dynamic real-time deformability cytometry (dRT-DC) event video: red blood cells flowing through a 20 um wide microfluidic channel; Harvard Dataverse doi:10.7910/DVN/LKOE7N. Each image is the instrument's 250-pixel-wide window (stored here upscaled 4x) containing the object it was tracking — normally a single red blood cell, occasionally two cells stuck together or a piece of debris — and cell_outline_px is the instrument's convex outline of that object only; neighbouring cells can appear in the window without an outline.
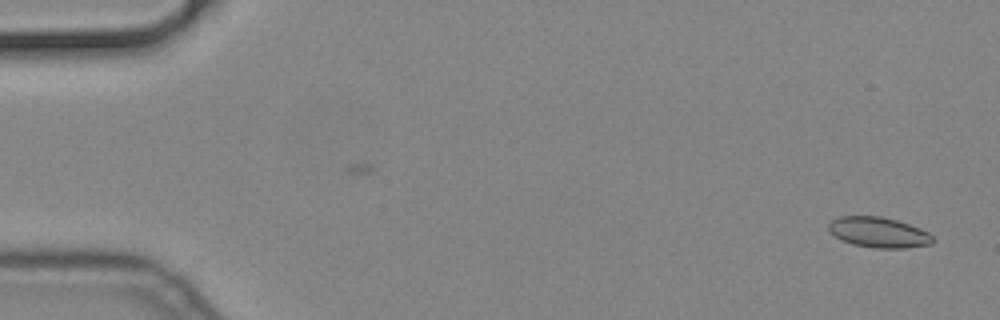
{"species": "common noctule bat (a hibernating species)", "species_latin": "Nyctalus noctula", "temperature_condition": "cold", "stored_images_in_passage": 57, "camera_frame_rate_fps": 3000, "um_per_image_px": 0.085, "animal": {"sex": "male", "body_mass_g": 19.2, "forearm_length_mm": 51.8}, "frame": {"image": 1, "passage_image": 2, "time_ms": 0.333, "image_size_px": [1000, 320], "cell_outline_px": [[936, 240], [932, 244], [904, 248], [876, 248], [852, 244], [836, 236], [828, 228], [828, 224], [832, 220], [840, 216], [880, 216], [896, 220], [920, 228], [928, 232]], "centroid_in_image_um": [74.72, 19.75], "position_along_channel_um": 10.3, "area_um2": 18.32}}
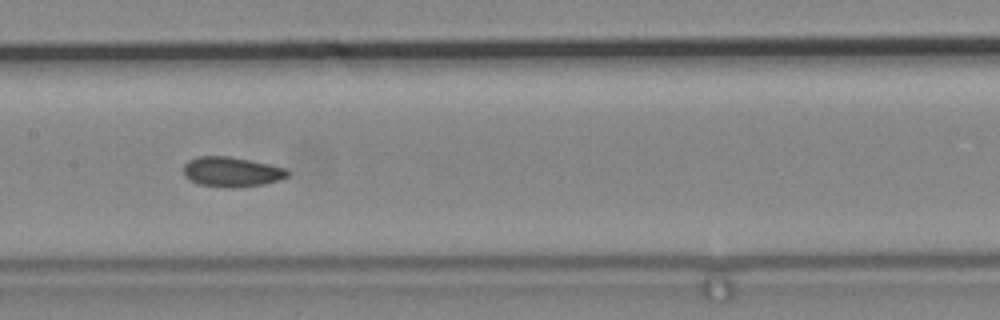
{"frame": {"image": 2, "passage_image": 28, "time_ms": 9.0, "image_size_px": [1000, 320], "cell_outline_px": [[288, 176], [280, 180], [264, 184], [232, 188], [200, 184], [184, 176], [184, 164], [188, 160], [196, 156], [228, 156], [268, 164], [284, 168], [288, 172]], "centroid_in_image_um": [19.67, 14.6], "position_along_channel_um": 187.7, "area_um2": 17.92}}
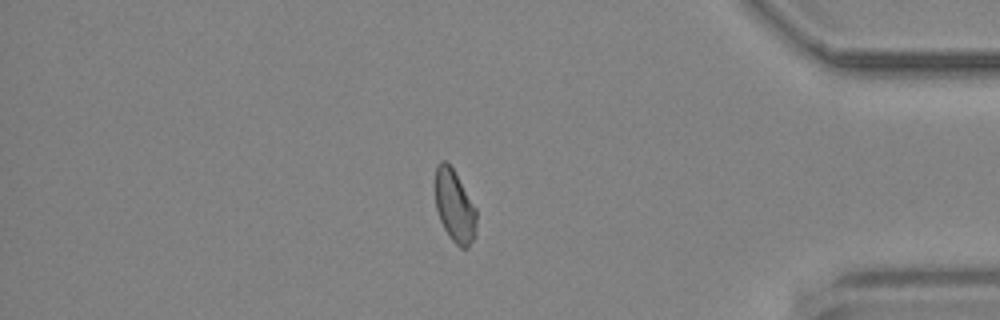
{"frame": {"image": 3, "passage_image": 48, "time_ms": 15.667, "image_size_px": [1000, 320], "cell_outline_px": [[476, 236], [468, 248], [460, 248], [448, 236], [440, 220], [436, 208], [436, 164], [440, 160], [444, 160], [452, 168], [476, 208]], "centroid_in_image_um": [38.65, 17.57], "position_along_channel_um": 396.5, "area_um2": 17.28}}